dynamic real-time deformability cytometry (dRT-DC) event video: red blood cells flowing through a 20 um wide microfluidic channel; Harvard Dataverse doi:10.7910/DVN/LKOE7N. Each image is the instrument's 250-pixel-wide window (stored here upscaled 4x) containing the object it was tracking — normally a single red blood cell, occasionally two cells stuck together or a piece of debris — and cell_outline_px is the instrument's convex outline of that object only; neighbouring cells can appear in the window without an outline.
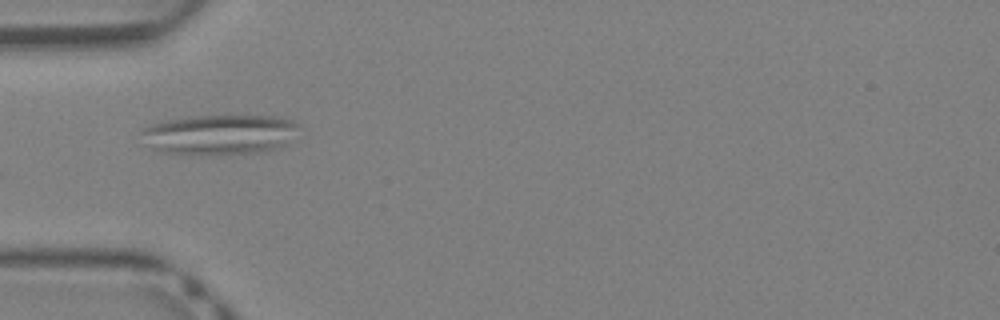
{"species": "Egyptian fruit bat (a non-hibernating species)", "species_latin": "Rousettus aegyptiacus", "temperature_condition": "warm", "stored_images_in_passage": 33, "camera_frame_rate_fps": 3000, "um_per_image_px": 0.085, "animal": {"sex": "female"}, "frame": {"image": 1, "passage_image": 4, "time_ms": 1.0, "image_size_px": [1000, 320], "cell_outline_px": [[300, 128], [292, 144], [280, 148], [264, 152], [220, 156], [192, 156], [160, 152], [152, 148], [140, 132], [144, 128], [152, 124], [164, 120], [188, 116], [272, 116], [292, 120], [300, 124]], "centroid_in_image_um": [18.76, 11.48], "position_along_channel_um": 66.2, "area_um2": 38.21}}
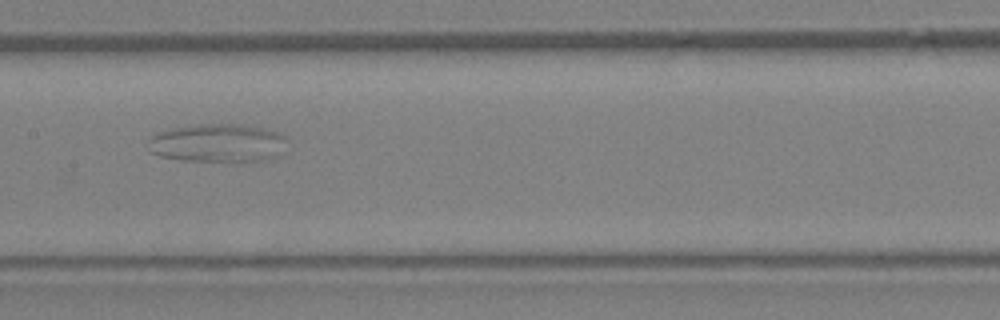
{"frame": {"image": 2, "passage_image": 12, "time_ms": 3.667, "image_size_px": [1000, 320], "cell_outline_px": [[288, 140], [268, 160], [180, 160], [160, 156], [152, 152], [148, 140], [148, 136], [168, 128], [188, 124], [244, 124], [264, 128], [288, 136]], "centroid_in_image_um": [18.42, 12.11], "position_along_channel_um": 189.0, "area_um2": 30.81}}
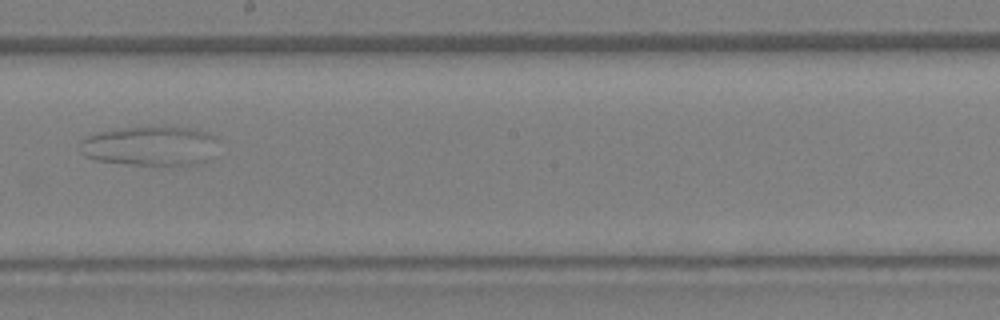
{"frame": {"image": 3, "passage_image": 15, "time_ms": 4.667, "image_size_px": [1000, 320], "cell_outline_px": [[216, 136], [212, 160], [196, 164], [172, 168], [128, 164], [96, 160], [84, 156], [80, 152], [80, 144], [88, 136], [96, 132], [120, 128], [152, 124], [164, 124], [188, 128], [204, 132]], "centroid_in_image_um": [12.8, 12.41], "position_along_channel_um": 235.4, "area_um2": 33.41}}